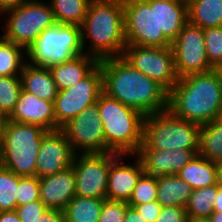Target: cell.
I'll return each instance as SVG.
<instances>
[{
    "label": "cell",
    "mask_w": 222,
    "mask_h": 222,
    "mask_svg": "<svg viewBox=\"0 0 222 222\" xmlns=\"http://www.w3.org/2000/svg\"><path fill=\"white\" fill-rule=\"evenodd\" d=\"M103 92L144 116L168 110V92L122 57L99 60Z\"/></svg>",
    "instance_id": "obj_1"
},
{
    "label": "cell",
    "mask_w": 222,
    "mask_h": 222,
    "mask_svg": "<svg viewBox=\"0 0 222 222\" xmlns=\"http://www.w3.org/2000/svg\"><path fill=\"white\" fill-rule=\"evenodd\" d=\"M168 110L200 126L222 116V69L179 78L168 92Z\"/></svg>",
    "instance_id": "obj_2"
},
{
    "label": "cell",
    "mask_w": 222,
    "mask_h": 222,
    "mask_svg": "<svg viewBox=\"0 0 222 222\" xmlns=\"http://www.w3.org/2000/svg\"><path fill=\"white\" fill-rule=\"evenodd\" d=\"M82 47L98 60L121 57L126 47L123 0H92L81 26ZM87 37V38H86Z\"/></svg>",
    "instance_id": "obj_3"
},
{
    "label": "cell",
    "mask_w": 222,
    "mask_h": 222,
    "mask_svg": "<svg viewBox=\"0 0 222 222\" xmlns=\"http://www.w3.org/2000/svg\"><path fill=\"white\" fill-rule=\"evenodd\" d=\"M109 152L134 157L143 142L145 116L102 92L96 102Z\"/></svg>",
    "instance_id": "obj_4"
},
{
    "label": "cell",
    "mask_w": 222,
    "mask_h": 222,
    "mask_svg": "<svg viewBox=\"0 0 222 222\" xmlns=\"http://www.w3.org/2000/svg\"><path fill=\"white\" fill-rule=\"evenodd\" d=\"M47 132L39 125L7 120L0 145V164L20 177L36 176V159Z\"/></svg>",
    "instance_id": "obj_5"
},
{
    "label": "cell",
    "mask_w": 222,
    "mask_h": 222,
    "mask_svg": "<svg viewBox=\"0 0 222 222\" xmlns=\"http://www.w3.org/2000/svg\"><path fill=\"white\" fill-rule=\"evenodd\" d=\"M200 125L173 115L169 110L145 116L139 149L199 151Z\"/></svg>",
    "instance_id": "obj_6"
},
{
    "label": "cell",
    "mask_w": 222,
    "mask_h": 222,
    "mask_svg": "<svg viewBox=\"0 0 222 222\" xmlns=\"http://www.w3.org/2000/svg\"><path fill=\"white\" fill-rule=\"evenodd\" d=\"M84 53L81 27L59 23L43 30L25 52L28 64L49 69Z\"/></svg>",
    "instance_id": "obj_7"
},
{
    "label": "cell",
    "mask_w": 222,
    "mask_h": 222,
    "mask_svg": "<svg viewBox=\"0 0 222 222\" xmlns=\"http://www.w3.org/2000/svg\"><path fill=\"white\" fill-rule=\"evenodd\" d=\"M4 14L9 18L5 21V34L1 37L22 46L25 50L43 30L57 23L51 5L39 0L25 2Z\"/></svg>",
    "instance_id": "obj_8"
},
{
    "label": "cell",
    "mask_w": 222,
    "mask_h": 222,
    "mask_svg": "<svg viewBox=\"0 0 222 222\" xmlns=\"http://www.w3.org/2000/svg\"><path fill=\"white\" fill-rule=\"evenodd\" d=\"M126 44L171 47L158 27L157 0H123Z\"/></svg>",
    "instance_id": "obj_9"
},
{
    "label": "cell",
    "mask_w": 222,
    "mask_h": 222,
    "mask_svg": "<svg viewBox=\"0 0 222 222\" xmlns=\"http://www.w3.org/2000/svg\"><path fill=\"white\" fill-rule=\"evenodd\" d=\"M103 92V75L100 63L82 80L58 91L54 100L56 130L61 129L86 107L95 104Z\"/></svg>",
    "instance_id": "obj_10"
},
{
    "label": "cell",
    "mask_w": 222,
    "mask_h": 222,
    "mask_svg": "<svg viewBox=\"0 0 222 222\" xmlns=\"http://www.w3.org/2000/svg\"><path fill=\"white\" fill-rule=\"evenodd\" d=\"M133 68L156 81L167 92L178 82L171 47L136 46L127 44L121 56Z\"/></svg>",
    "instance_id": "obj_11"
},
{
    "label": "cell",
    "mask_w": 222,
    "mask_h": 222,
    "mask_svg": "<svg viewBox=\"0 0 222 222\" xmlns=\"http://www.w3.org/2000/svg\"><path fill=\"white\" fill-rule=\"evenodd\" d=\"M118 155L114 152L75 154L72 167L75 173L76 196L106 199L110 163Z\"/></svg>",
    "instance_id": "obj_12"
},
{
    "label": "cell",
    "mask_w": 222,
    "mask_h": 222,
    "mask_svg": "<svg viewBox=\"0 0 222 222\" xmlns=\"http://www.w3.org/2000/svg\"><path fill=\"white\" fill-rule=\"evenodd\" d=\"M171 48L178 78L214 69L207 59L203 29L198 26L187 22L172 41Z\"/></svg>",
    "instance_id": "obj_13"
},
{
    "label": "cell",
    "mask_w": 222,
    "mask_h": 222,
    "mask_svg": "<svg viewBox=\"0 0 222 222\" xmlns=\"http://www.w3.org/2000/svg\"><path fill=\"white\" fill-rule=\"evenodd\" d=\"M61 130L77 153H108L105 134L97 103L86 107ZM81 150V151H78Z\"/></svg>",
    "instance_id": "obj_14"
},
{
    "label": "cell",
    "mask_w": 222,
    "mask_h": 222,
    "mask_svg": "<svg viewBox=\"0 0 222 222\" xmlns=\"http://www.w3.org/2000/svg\"><path fill=\"white\" fill-rule=\"evenodd\" d=\"M75 152L61 129L48 131L42 139L37 159L36 176L59 173L73 164Z\"/></svg>",
    "instance_id": "obj_15"
},
{
    "label": "cell",
    "mask_w": 222,
    "mask_h": 222,
    "mask_svg": "<svg viewBox=\"0 0 222 222\" xmlns=\"http://www.w3.org/2000/svg\"><path fill=\"white\" fill-rule=\"evenodd\" d=\"M135 155L140 159L144 173L159 177L176 175L197 154L186 149H139Z\"/></svg>",
    "instance_id": "obj_16"
},
{
    "label": "cell",
    "mask_w": 222,
    "mask_h": 222,
    "mask_svg": "<svg viewBox=\"0 0 222 222\" xmlns=\"http://www.w3.org/2000/svg\"><path fill=\"white\" fill-rule=\"evenodd\" d=\"M7 120L39 125L47 131L56 130L53 102L39 99L23 89Z\"/></svg>",
    "instance_id": "obj_17"
},
{
    "label": "cell",
    "mask_w": 222,
    "mask_h": 222,
    "mask_svg": "<svg viewBox=\"0 0 222 222\" xmlns=\"http://www.w3.org/2000/svg\"><path fill=\"white\" fill-rule=\"evenodd\" d=\"M125 155H118L111 163L108 172L106 199L128 202L140 176L144 173L138 157L134 165L120 163Z\"/></svg>",
    "instance_id": "obj_18"
},
{
    "label": "cell",
    "mask_w": 222,
    "mask_h": 222,
    "mask_svg": "<svg viewBox=\"0 0 222 222\" xmlns=\"http://www.w3.org/2000/svg\"><path fill=\"white\" fill-rule=\"evenodd\" d=\"M40 200L47 208L64 210L76 196L72 166L59 173L39 178Z\"/></svg>",
    "instance_id": "obj_19"
},
{
    "label": "cell",
    "mask_w": 222,
    "mask_h": 222,
    "mask_svg": "<svg viewBox=\"0 0 222 222\" xmlns=\"http://www.w3.org/2000/svg\"><path fill=\"white\" fill-rule=\"evenodd\" d=\"M98 64L99 60L96 57L85 53L51 67L57 90L70 88L86 77Z\"/></svg>",
    "instance_id": "obj_20"
},
{
    "label": "cell",
    "mask_w": 222,
    "mask_h": 222,
    "mask_svg": "<svg viewBox=\"0 0 222 222\" xmlns=\"http://www.w3.org/2000/svg\"><path fill=\"white\" fill-rule=\"evenodd\" d=\"M158 27L172 42L188 22L187 0H157Z\"/></svg>",
    "instance_id": "obj_21"
},
{
    "label": "cell",
    "mask_w": 222,
    "mask_h": 222,
    "mask_svg": "<svg viewBox=\"0 0 222 222\" xmlns=\"http://www.w3.org/2000/svg\"><path fill=\"white\" fill-rule=\"evenodd\" d=\"M20 77L24 91L54 103L58 90L49 68L32 66L26 62Z\"/></svg>",
    "instance_id": "obj_22"
},
{
    "label": "cell",
    "mask_w": 222,
    "mask_h": 222,
    "mask_svg": "<svg viewBox=\"0 0 222 222\" xmlns=\"http://www.w3.org/2000/svg\"><path fill=\"white\" fill-rule=\"evenodd\" d=\"M176 175L187 182L193 190L219 184L217 163L199 154L194 156Z\"/></svg>",
    "instance_id": "obj_23"
},
{
    "label": "cell",
    "mask_w": 222,
    "mask_h": 222,
    "mask_svg": "<svg viewBox=\"0 0 222 222\" xmlns=\"http://www.w3.org/2000/svg\"><path fill=\"white\" fill-rule=\"evenodd\" d=\"M157 199L162 206H185L192 194V187L177 175L157 177Z\"/></svg>",
    "instance_id": "obj_24"
},
{
    "label": "cell",
    "mask_w": 222,
    "mask_h": 222,
    "mask_svg": "<svg viewBox=\"0 0 222 222\" xmlns=\"http://www.w3.org/2000/svg\"><path fill=\"white\" fill-rule=\"evenodd\" d=\"M188 22L202 29L222 27V0H187Z\"/></svg>",
    "instance_id": "obj_25"
},
{
    "label": "cell",
    "mask_w": 222,
    "mask_h": 222,
    "mask_svg": "<svg viewBox=\"0 0 222 222\" xmlns=\"http://www.w3.org/2000/svg\"><path fill=\"white\" fill-rule=\"evenodd\" d=\"M198 154L215 163L222 161V116L200 126Z\"/></svg>",
    "instance_id": "obj_26"
},
{
    "label": "cell",
    "mask_w": 222,
    "mask_h": 222,
    "mask_svg": "<svg viewBox=\"0 0 222 222\" xmlns=\"http://www.w3.org/2000/svg\"><path fill=\"white\" fill-rule=\"evenodd\" d=\"M106 199L75 196L63 210L65 222H98Z\"/></svg>",
    "instance_id": "obj_27"
},
{
    "label": "cell",
    "mask_w": 222,
    "mask_h": 222,
    "mask_svg": "<svg viewBox=\"0 0 222 222\" xmlns=\"http://www.w3.org/2000/svg\"><path fill=\"white\" fill-rule=\"evenodd\" d=\"M92 0H51L56 22L59 24L82 26Z\"/></svg>",
    "instance_id": "obj_28"
},
{
    "label": "cell",
    "mask_w": 222,
    "mask_h": 222,
    "mask_svg": "<svg viewBox=\"0 0 222 222\" xmlns=\"http://www.w3.org/2000/svg\"><path fill=\"white\" fill-rule=\"evenodd\" d=\"M218 184L194 189L185 210L188 218H206L208 219L214 212V203L217 196Z\"/></svg>",
    "instance_id": "obj_29"
},
{
    "label": "cell",
    "mask_w": 222,
    "mask_h": 222,
    "mask_svg": "<svg viewBox=\"0 0 222 222\" xmlns=\"http://www.w3.org/2000/svg\"><path fill=\"white\" fill-rule=\"evenodd\" d=\"M23 51L26 52L22 46L0 38V76H20L26 63Z\"/></svg>",
    "instance_id": "obj_30"
},
{
    "label": "cell",
    "mask_w": 222,
    "mask_h": 222,
    "mask_svg": "<svg viewBox=\"0 0 222 222\" xmlns=\"http://www.w3.org/2000/svg\"><path fill=\"white\" fill-rule=\"evenodd\" d=\"M19 176L0 164V212L17 208Z\"/></svg>",
    "instance_id": "obj_31"
},
{
    "label": "cell",
    "mask_w": 222,
    "mask_h": 222,
    "mask_svg": "<svg viewBox=\"0 0 222 222\" xmlns=\"http://www.w3.org/2000/svg\"><path fill=\"white\" fill-rule=\"evenodd\" d=\"M21 90L20 76H0V111L6 117L14 110Z\"/></svg>",
    "instance_id": "obj_32"
},
{
    "label": "cell",
    "mask_w": 222,
    "mask_h": 222,
    "mask_svg": "<svg viewBox=\"0 0 222 222\" xmlns=\"http://www.w3.org/2000/svg\"><path fill=\"white\" fill-rule=\"evenodd\" d=\"M157 190V177L143 173L140 176L127 204L134 208L136 205L156 201Z\"/></svg>",
    "instance_id": "obj_33"
},
{
    "label": "cell",
    "mask_w": 222,
    "mask_h": 222,
    "mask_svg": "<svg viewBox=\"0 0 222 222\" xmlns=\"http://www.w3.org/2000/svg\"><path fill=\"white\" fill-rule=\"evenodd\" d=\"M203 33L209 64L214 69H222V27L205 28Z\"/></svg>",
    "instance_id": "obj_34"
},
{
    "label": "cell",
    "mask_w": 222,
    "mask_h": 222,
    "mask_svg": "<svg viewBox=\"0 0 222 222\" xmlns=\"http://www.w3.org/2000/svg\"><path fill=\"white\" fill-rule=\"evenodd\" d=\"M17 189V206L40 200V184L37 176H19Z\"/></svg>",
    "instance_id": "obj_35"
},
{
    "label": "cell",
    "mask_w": 222,
    "mask_h": 222,
    "mask_svg": "<svg viewBox=\"0 0 222 222\" xmlns=\"http://www.w3.org/2000/svg\"><path fill=\"white\" fill-rule=\"evenodd\" d=\"M128 207L127 202L106 199L102 205L98 222H123Z\"/></svg>",
    "instance_id": "obj_36"
},
{
    "label": "cell",
    "mask_w": 222,
    "mask_h": 222,
    "mask_svg": "<svg viewBox=\"0 0 222 222\" xmlns=\"http://www.w3.org/2000/svg\"><path fill=\"white\" fill-rule=\"evenodd\" d=\"M48 209L41 200L32 201L15 209L21 222H35Z\"/></svg>",
    "instance_id": "obj_37"
},
{
    "label": "cell",
    "mask_w": 222,
    "mask_h": 222,
    "mask_svg": "<svg viewBox=\"0 0 222 222\" xmlns=\"http://www.w3.org/2000/svg\"><path fill=\"white\" fill-rule=\"evenodd\" d=\"M187 212L182 206L162 207L155 222H187Z\"/></svg>",
    "instance_id": "obj_38"
},
{
    "label": "cell",
    "mask_w": 222,
    "mask_h": 222,
    "mask_svg": "<svg viewBox=\"0 0 222 222\" xmlns=\"http://www.w3.org/2000/svg\"><path fill=\"white\" fill-rule=\"evenodd\" d=\"M146 220V222H155L160 215L162 206L157 202H148L134 207Z\"/></svg>",
    "instance_id": "obj_39"
},
{
    "label": "cell",
    "mask_w": 222,
    "mask_h": 222,
    "mask_svg": "<svg viewBox=\"0 0 222 222\" xmlns=\"http://www.w3.org/2000/svg\"><path fill=\"white\" fill-rule=\"evenodd\" d=\"M35 222H65L63 210L48 208Z\"/></svg>",
    "instance_id": "obj_40"
},
{
    "label": "cell",
    "mask_w": 222,
    "mask_h": 222,
    "mask_svg": "<svg viewBox=\"0 0 222 222\" xmlns=\"http://www.w3.org/2000/svg\"><path fill=\"white\" fill-rule=\"evenodd\" d=\"M31 0H0V13L3 14Z\"/></svg>",
    "instance_id": "obj_41"
},
{
    "label": "cell",
    "mask_w": 222,
    "mask_h": 222,
    "mask_svg": "<svg viewBox=\"0 0 222 222\" xmlns=\"http://www.w3.org/2000/svg\"><path fill=\"white\" fill-rule=\"evenodd\" d=\"M123 222H146L141 214L133 207H128Z\"/></svg>",
    "instance_id": "obj_42"
},
{
    "label": "cell",
    "mask_w": 222,
    "mask_h": 222,
    "mask_svg": "<svg viewBox=\"0 0 222 222\" xmlns=\"http://www.w3.org/2000/svg\"><path fill=\"white\" fill-rule=\"evenodd\" d=\"M0 222H21L16 211L0 212Z\"/></svg>",
    "instance_id": "obj_43"
},
{
    "label": "cell",
    "mask_w": 222,
    "mask_h": 222,
    "mask_svg": "<svg viewBox=\"0 0 222 222\" xmlns=\"http://www.w3.org/2000/svg\"><path fill=\"white\" fill-rule=\"evenodd\" d=\"M214 211L222 212V185L218 184L217 196L214 203Z\"/></svg>",
    "instance_id": "obj_44"
},
{
    "label": "cell",
    "mask_w": 222,
    "mask_h": 222,
    "mask_svg": "<svg viewBox=\"0 0 222 222\" xmlns=\"http://www.w3.org/2000/svg\"><path fill=\"white\" fill-rule=\"evenodd\" d=\"M6 121H7V117L0 111V145L2 142V135H3Z\"/></svg>",
    "instance_id": "obj_45"
},
{
    "label": "cell",
    "mask_w": 222,
    "mask_h": 222,
    "mask_svg": "<svg viewBox=\"0 0 222 222\" xmlns=\"http://www.w3.org/2000/svg\"><path fill=\"white\" fill-rule=\"evenodd\" d=\"M208 219L210 222H222V212L214 211Z\"/></svg>",
    "instance_id": "obj_46"
},
{
    "label": "cell",
    "mask_w": 222,
    "mask_h": 222,
    "mask_svg": "<svg viewBox=\"0 0 222 222\" xmlns=\"http://www.w3.org/2000/svg\"><path fill=\"white\" fill-rule=\"evenodd\" d=\"M187 222H210L209 219L206 218H188Z\"/></svg>",
    "instance_id": "obj_47"
},
{
    "label": "cell",
    "mask_w": 222,
    "mask_h": 222,
    "mask_svg": "<svg viewBox=\"0 0 222 222\" xmlns=\"http://www.w3.org/2000/svg\"><path fill=\"white\" fill-rule=\"evenodd\" d=\"M217 166H218L219 183L222 185V161L217 163Z\"/></svg>",
    "instance_id": "obj_48"
}]
</instances>
